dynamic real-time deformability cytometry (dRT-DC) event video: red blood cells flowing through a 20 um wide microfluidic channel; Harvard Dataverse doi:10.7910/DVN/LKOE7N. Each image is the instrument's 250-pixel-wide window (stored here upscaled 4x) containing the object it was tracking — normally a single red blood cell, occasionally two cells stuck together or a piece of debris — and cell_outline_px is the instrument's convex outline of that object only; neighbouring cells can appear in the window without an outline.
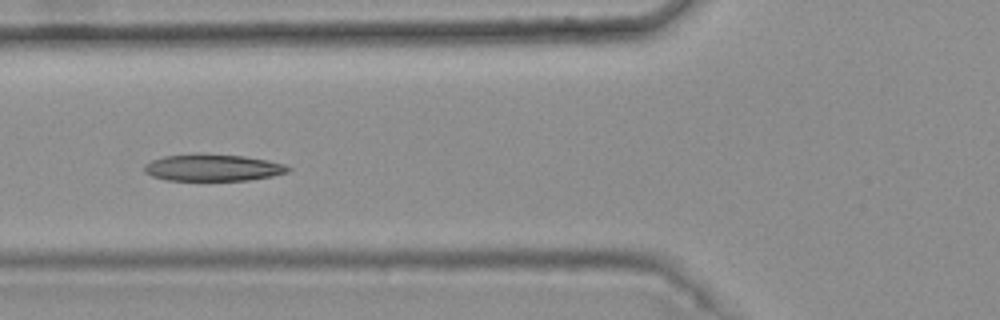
{"species": "common noctule bat (a hibernating species)", "species_latin": "Nyctalus noctula", "temperature_condition": "warm", "stored_images_in_passage": 6, "camera_frame_rate_fps": 3000, "um_per_image_px": 0.085, "animal": {"sex": "female", "body_mass_g": 25.1}, "frame": {"image": 1, "passage_image": 4, "time_ms": 1.0, "image_size_px": [1000, 320], "cell_outline_px": [[292, 168], [288, 172], [272, 176], [248, 180], [168, 180], [152, 176], [144, 172], [144, 164], [152, 160], [164, 156], [196, 152], [200, 152], [244, 156], [268, 160], [284, 164]], "centroid_in_image_um": [18.07, 14.22], "position_along_channel_um": 107.7, "area_um2": 22.83}}
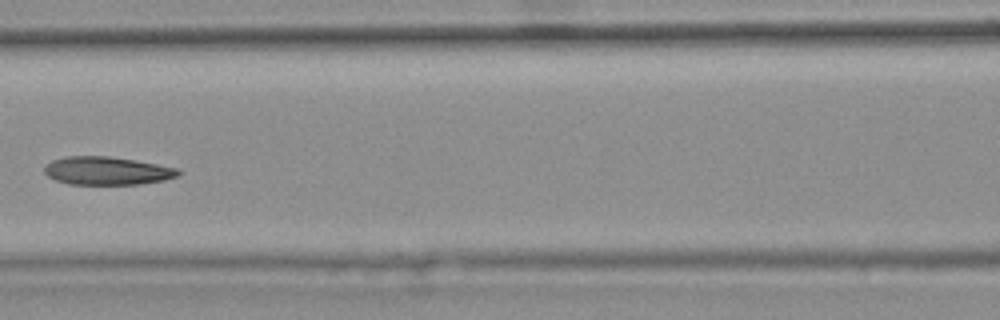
{"frame": {"image": 2, "passage_image": 5, "time_ms": 1.333, "image_size_px": [1000, 320], "cell_outline_px": [[180, 176], [164, 180], [140, 184], [68, 184], [56, 180], [48, 176], [44, 172], [44, 168], [52, 160], [68, 156], [108, 156], [136, 160], [180, 168]], "centroid_in_image_um": [9.14, 14.51], "position_along_channel_um": 157.5, "area_um2": 22.02}}
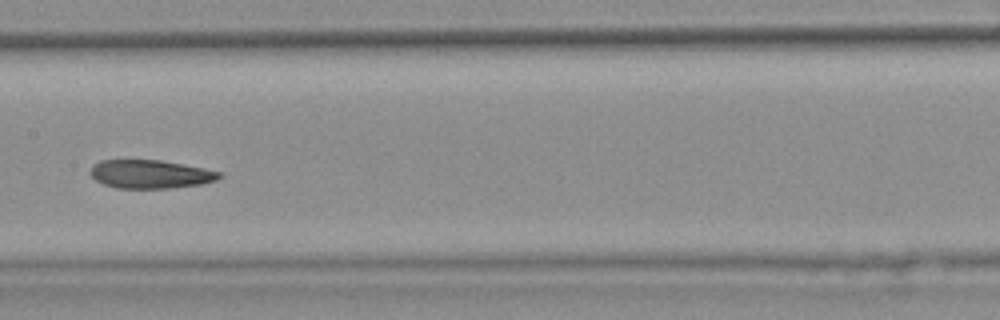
{"frame": {"image": 3, "passage_image": 6, "time_ms": 1.667, "image_size_px": [1000, 320], "cell_outline_px": [[220, 176], [216, 180], [200, 184], [168, 188], [116, 188], [104, 184], [96, 180], [88, 172], [92, 164], [100, 160], [160, 160], [204, 168], [220, 172]], "centroid_in_image_um": [12.72, 14.79], "position_along_channel_um": 194.7, "area_um2": 21.27}}